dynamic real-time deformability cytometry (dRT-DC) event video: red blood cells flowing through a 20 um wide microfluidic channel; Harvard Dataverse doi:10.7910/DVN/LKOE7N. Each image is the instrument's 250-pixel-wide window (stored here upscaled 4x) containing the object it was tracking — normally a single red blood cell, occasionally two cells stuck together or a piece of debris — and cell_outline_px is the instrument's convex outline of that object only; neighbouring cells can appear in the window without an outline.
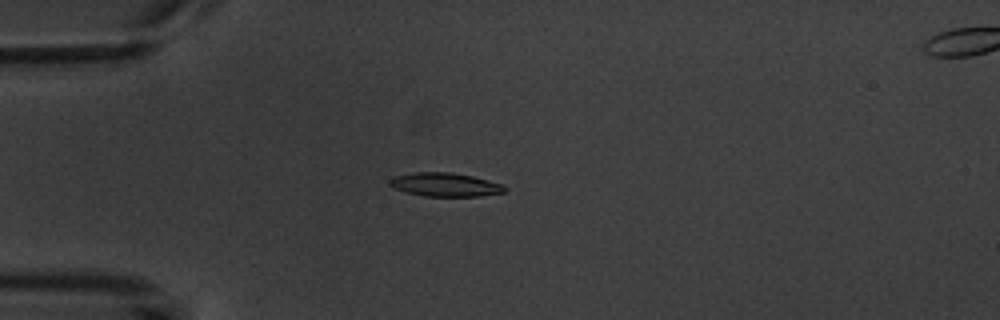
{"species": "common noctule bat (a hibernating species)", "species_latin": "Nyctalus noctula", "temperature_condition": "warm", "stored_images_in_passage": 7, "camera_frame_rate_fps": 3000, "um_per_image_px": 0.085, "animal": {"sex": "male", "body_mass_g": 20.1, "forearm_length_mm": 53.5}, "frame": {"image": 1, "passage_image": 2, "time_ms": 1.333, "image_size_px": [1000, 320], "cell_outline_px": [[508, 188], [504, 192], [480, 196], [424, 196], [392, 188], [388, 184], [388, 180], [396, 176], [416, 172], [448, 172], [472, 176], [504, 184]], "centroid_in_image_um": [37.85, 15.69], "position_along_channel_um": 47.2, "area_um2": 15.84}}
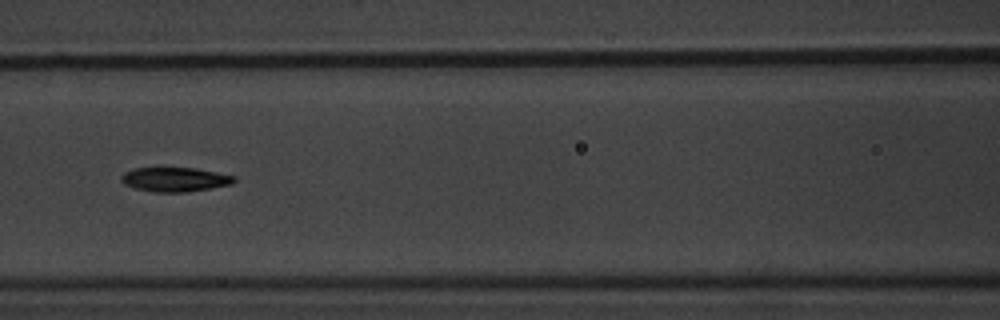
{"frame": {"image": 2, "passage_image": 5, "time_ms": 4.667, "image_size_px": [1000, 320], "cell_outline_px": [[236, 180], [232, 184], [212, 188], [188, 192], [152, 192], [136, 188], [124, 184], [120, 180], [120, 176], [124, 172], [132, 168], [196, 168], [236, 176]], "centroid_in_image_um": [14.86, 15.25], "position_along_channel_um": 151.7, "area_um2": 16.13}}